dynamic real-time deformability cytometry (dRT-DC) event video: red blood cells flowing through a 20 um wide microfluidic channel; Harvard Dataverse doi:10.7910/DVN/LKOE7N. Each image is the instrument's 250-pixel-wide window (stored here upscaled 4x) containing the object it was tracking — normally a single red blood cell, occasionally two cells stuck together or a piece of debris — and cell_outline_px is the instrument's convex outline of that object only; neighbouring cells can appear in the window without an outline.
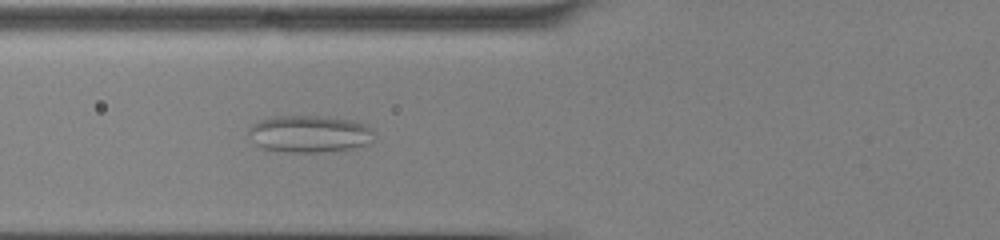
{"species": "common noctule bat (a hibernating species)", "species_latin": "Nyctalus noctula", "temperature_condition": "cold", "stored_images_in_passage": 54, "camera_frame_rate_fps": 3000, "um_per_image_px": 0.085, "animal": {"sex": "male", "body_mass_g": 13.0, "forearm_length_mm": 53.1}, "frame": {"image": 1, "passage_image": 22, "time_ms": 7.0, "image_size_px": [1000, 240], "cell_outline_px": [[376, 140], [372, 144], [352, 148], [316, 152], [288, 152], [264, 148], [256, 144], [248, 136], [248, 132], [252, 124], [260, 120], [272, 116], [320, 116], [352, 120], [364, 124], [376, 136]], "centroid_in_image_um": [26.32, 11.38], "position_along_channel_um": 99.5, "area_um2": 27.17}}
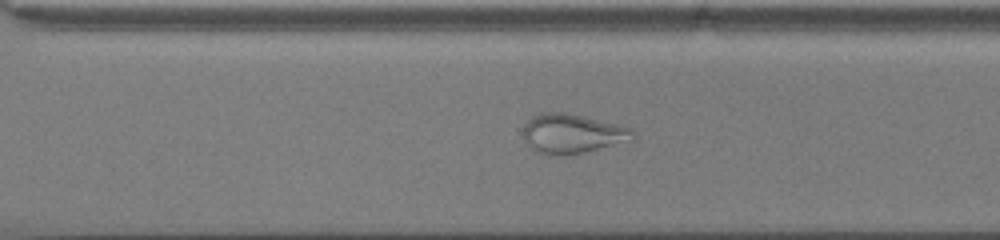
{"frame": {"image": 2, "passage_image": 39, "time_ms": 12.667, "image_size_px": [1000, 240], "cell_outline_px": [[636, 136], [632, 140], [584, 152], [556, 156], [540, 152], [524, 144], [524, 124], [532, 116], [540, 112], [564, 112], [616, 124], [632, 128], [636, 132]], "centroid_in_image_um": [48.63, 11.35], "position_along_channel_um": 322.0, "area_um2": 25.09}}
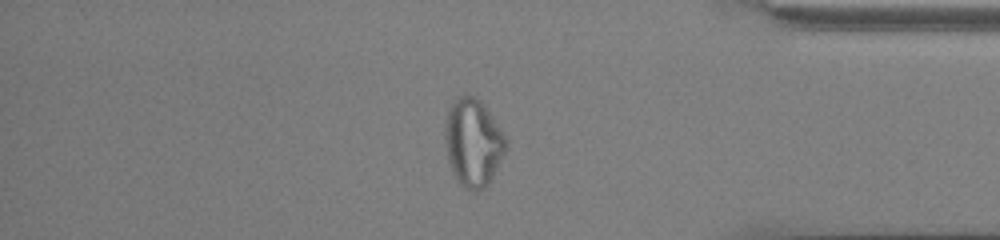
{"frame": {"image": 3, "passage_image": 46, "time_ms": 15.0, "image_size_px": [1000, 240], "cell_outline_px": [[508, 144], [488, 184], [484, 188], [476, 192], [472, 192], [460, 184], [456, 180], [452, 172], [448, 160], [444, 136], [444, 128], [448, 108], [452, 100], [456, 96], [472, 96], [480, 100], [492, 116], [508, 140]], "centroid_in_image_um": [40.18, 12.11], "position_along_channel_um": 395.0, "area_um2": 31.15}}